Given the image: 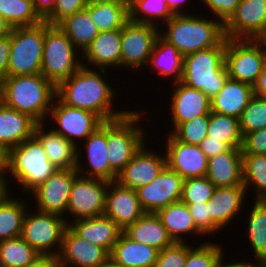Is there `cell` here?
I'll return each mask as SVG.
<instances>
[{
	"label": "cell",
	"mask_w": 266,
	"mask_h": 267,
	"mask_svg": "<svg viewBox=\"0 0 266 267\" xmlns=\"http://www.w3.org/2000/svg\"><path fill=\"white\" fill-rule=\"evenodd\" d=\"M129 4L130 21L135 23L159 26L156 22L160 19L164 25L174 15L168 8L166 0H130Z\"/></svg>",
	"instance_id": "obj_40"
},
{
	"label": "cell",
	"mask_w": 266,
	"mask_h": 267,
	"mask_svg": "<svg viewBox=\"0 0 266 267\" xmlns=\"http://www.w3.org/2000/svg\"><path fill=\"white\" fill-rule=\"evenodd\" d=\"M258 267H266V256L261 257L258 261Z\"/></svg>",
	"instance_id": "obj_62"
},
{
	"label": "cell",
	"mask_w": 266,
	"mask_h": 267,
	"mask_svg": "<svg viewBox=\"0 0 266 267\" xmlns=\"http://www.w3.org/2000/svg\"><path fill=\"white\" fill-rule=\"evenodd\" d=\"M215 189L216 186L206 176L184 179L180 201L186 204L207 203Z\"/></svg>",
	"instance_id": "obj_44"
},
{
	"label": "cell",
	"mask_w": 266,
	"mask_h": 267,
	"mask_svg": "<svg viewBox=\"0 0 266 267\" xmlns=\"http://www.w3.org/2000/svg\"><path fill=\"white\" fill-rule=\"evenodd\" d=\"M253 96L251 85L228 78L224 87L211 98V112L239 119Z\"/></svg>",
	"instance_id": "obj_29"
},
{
	"label": "cell",
	"mask_w": 266,
	"mask_h": 267,
	"mask_svg": "<svg viewBox=\"0 0 266 267\" xmlns=\"http://www.w3.org/2000/svg\"><path fill=\"white\" fill-rule=\"evenodd\" d=\"M224 255L225 254L221 255V257L217 261L215 267H258V263L257 262L251 264V262L247 263V261H240V262L237 263V262H234V260H233V261H231V263L228 264V262H227V264H226V262H224L225 261L224 260L225 257H223Z\"/></svg>",
	"instance_id": "obj_57"
},
{
	"label": "cell",
	"mask_w": 266,
	"mask_h": 267,
	"mask_svg": "<svg viewBox=\"0 0 266 267\" xmlns=\"http://www.w3.org/2000/svg\"><path fill=\"white\" fill-rule=\"evenodd\" d=\"M184 56L172 44L164 40L160 35L157 37L150 55L148 64L164 77H173L174 82L181 81L183 72ZM157 69V70H156Z\"/></svg>",
	"instance_id": "obj_33"
},
{
	"label": "cell",
	"mask_w": 266,
	"mask_h": 267,
	"mask_svg": "<svg viewBox=\"0 0 266 267\" xmlns=\"http://www.w3.org/2000/svg\"><path fill=\"white\" fill-rule=\"evenodd\" d=\"M82 67L63 80L56 87V96L66 105L91 111L98 115L104 122L119 119L125 116L129 111L118 109L112 105L113 96L116 91L111 85L105 82L106 70L88 67L82 62ZM87 66V67H86ZM102 75V76H101ZM104 76V77H103Z\"/></svg>",
	"instance_id": "obj_1"
},
{
	"label": "cell",
	"mask_w": 266,
	"mask_h": 267,
	"mask_svg": "<svg viewBox=\"0 0 266 267\" xmlns=\"http://www.w3.org/2000/svg\"><path fill=\"white\" fill-rule=\"evenodd\" d=\"M55 97L56 86L41 73L7 76L0 83V101L28 114L37 123H47Z\"/></svg>",
	"instance_id": "obj_2"
},
{
	"label": "cell",
	"mask_w": 266,
	"mask_h": 267,
	"mask_svg": "<svg viewBox=\"0 0 266 267\" xmlns=\"http://www.w3.org/2000/svg\"><path fill=\"white\" fill-rule=\"evenodd\" d=\"M0 254L5 267H26L40 255L21 236L0 241Z\"/></svg>",
	"instance_id": "obj_42"
},
{
	"label": "cell",
	"mask_w": 266,
	"mask_h": 267,
	"mask_svg": "<svg viewBox=\"0 0 266 267\" xmlns=\"http://www.w3.org/2000/svg\"><path fill=\"white\" fill-rule=\"evenodd\" d=\"M58 27L67 35L81 54L98 36L99 31L85 8L62 20Z\"/></svg>",
	"instance_id": "obj_36"
},
{
	"label": "cell",
	"mask_w": 266,
	"mask_h": 267,
	"mask_svg": "<svg viewBox=\"0 0 266 267\" xmlns=\"http://www.w3.org/2000/svg\"><path fill=\"white\" fill-rule=\"evenodd\" d=\"M147 144L135 153L130 162L118 174L117 182L126 188L136 190L154 180L166 166V155L148 149Z\"/></svg>",
	"instance_id": "obj_20"
},
{
	"label": "cell",
	"mask_w": 266,
	"mask_h": 267,
	"mask_svg": "<svg viewBox=\"0 0 266 267\" xmlns=\"http://www.w3.org/2000/svg\"><path fill=\"white\" fill-rule=\"evenodd\" d=\"M201 1V0H200ZM241 0H202L201 2L206 4L212 16H216L217 20H220L223 24L231 17L234 13L237 5Z\"/></svg>",
	"instance_id": "obj_51"
},
{
	"label": "cell",
	"mask_w": 266,
	"mask_h": 267,
	"mask_svg": "<svg viewBox=\"0 0 266 267\" xmlns=\"http://www.w3.org/2000/svg\"><path fill=\"white\" fill-rule=\"evenodd\" d=\"M242 153L266 155V127L243 136Z\"/></svg>",
	"instance_id": "obj_50"
},
{
	"label": "cell",
	"mask_w": 266,
	"mask_h": 267,
	"mask_svg": "<svg viewBox=\"0 0 266 267\" xmlns=\"http://www.w3.org/2000/svg\"><path fill=\"white\" fill-rule=\"evenodd\" d=\"M253 94L261 99L266 100V68L257 77L252 85Z\"/></svg>",
	"instance_id": "obj_56"
},
{
	"label": "cell",
	"mask_w": 266,
	"mask_h": 267,
	"mask_svg": "<svg viewBox=\"0 0 266 267\" xmlns=\"http://www.w3.org/2000/svg\"><path fill=\"white\" fill-rule=\"evenodd\" d=\"M0 16L12 28L32 26L44 21L35 11L33 0H0Z\"/></svg>",
	"instance_id": "obj_41"
},
{
	"label": "cell",
	"mask_w": 266,
	"mask_h": 267,
	"mask_svg": "<svg viewBox=\"0 0 266 267\" xmlns=\"http://www.w3.org/2000/svg\"><path fill=\"white\" fill-rule=\"evenodd\" d=\"M207 130V136L211 139L221 140L230 148L242 147L243 135L238 118L210 112Z\"/></svg>",
	"instance_id": "obj_39"
},
{
	"label": "cell",
	"mask_w": 266,
	"mask_h": 267,
	"mask_svg": "<svg viewBox=\"0 0 266 267\" xmlns=\"http://www.w3.org/2000/svg\"><path fill=\"white\" fill-rule=\"evenodd\" d=\"M88 0H57L52 12L44 19L50 25H58L65 18L83 10Z\"/></svg>",
	"instance_id": "obj_48"
},
{
	"label": "cell",
	"mask_w": 266,
	"mask_h": 267,
	"mask_svg": "<svg viewBox=\"0 0 266 267\" xmlns=\"http://www.w3.org/2000/svg\"><path fill=\"white\" fill-rule=\"evenodd\" d=\"M109 181L78 176L72 185L67 206L68 214L73 218L71 222L102 216L105 207V197Z\"/></svg>",
	"instance_id": "obj_11"
},
{
	"label": "cell",
	"mask_w": 266,
	"mask_h": 267,
	"mask_svg": "<svg viewBox=\"0 0 266 267\" xmlns=\"http://www.w3.org/2000/svg\"><path fill=\"white\" fill-rule=\"evenodd\" d=\"M224 63L230 79L252 86L265 69L264 44L260 39L226 38Z\"/></svg>",
	"instance_id": "obj_10"
},
{
	"label": "cell",
	"mask_w": 266,
	"mask_h": 267,
	"mask_svg": "<svg viewBox=\"0 0 266 267\" xmlns=\"http://www.w3.org/2000/svg\"><path fill=\"white\" fill-rule=\"evenodd\" d=\"M68 226L84 240L105 248L109 253L123 232L113 219L104 215L79 219L71 222Z\"/></svg>",
	"instance_id": "obj_28"
},
{
	"label": "cell",
	"mask_w": 266,
	"mask_h": 267,
	"mask_svg": "<svg viewBox=\"0 0 266 267\" xmlns=\"http://www.w3.org/2000/svg\"><path fill=\"white\" fill-rule=\"evenodd\" d=\"M45 21L32 26L15 27L10 34L8 76L41 73Z\"/></svg>",
	"instance_id": "obj_8"
},
{
	"label": "cell",
	"mask_w": 266,
	"mask_h": 267,
	"mask_svg": "<svg viewBox=\"0 0 266 267\" xmlns=\"http://www.w3.org/2000/svg\"><path fill=\"white\" fill-rule=\"evenodd\" d=\"M183 180L166 165L154 180L135 190L143 211L157 213L160 209L180 201Z\"/></svg>",
	"instance_id": "obj_15"
},
{
	"label": "cell",
	"mask_w": 266,
	"mask_h": 267,
	"mask_svg": "<svg viewBox=\"0 0 266 267\" xmlns=\"http://www.w3.org/2000/svg\"><path fill=\"white\" fill-rule=\"evenodd\" d=\"M208 242H203L199 247H192L188 251L184 267H215L224 252L221 244Z\"/></svg>",
	"instance_id": "obj_46"
},
{
	"label": "cell",
	"mask_w": 266,
	"mask_h": 267,
	"mask_svg": "<svg viewBox=\"0 0 266 267\" xmlns=\"http://www.w3.org/2000/svg\"><path fill=\"white\" fill-rule=\"evenodd\" d=\"M0 267H5L4 263H3V260H2V257H1V254H0Z\"/></svg>",
	"instance_id": "obj_66"
},
{
	"label": "cell",
	"mask_w": 266,
	"mask_h": 267,
	"mask_svg": "<svg viewBox=\"0 0 266 267\" xmlns=\"http://www.w3.org/2000/svg\"><path fill=\"white\" fill-rule=\"evenodd\" d=\"M0 187H4L3 179H0Z\"/></svg>",
	"instance_id": "obj_68"
},
{
	"label": "cell",
	"mask_w": 266,
	"mask_h": 267,
	"mask_svg": "<svg viewBox=\"0 0 266 267\" xmlns=\"http://www.w3.org/2000/svg\"><path fill=\"white\" fill-rule=\"evenodd\" d=\"M37 122L0 101V149L5 153L34 135Z\"/></svg>",
	"instance_id": "obj_23"
},
{
	"label": "cell",
	"mask_w": 266,
	"mask_h": 267,
	"mask_svg": "<svg viewBox=\"0 0 266 267\" xmlns=\"http://www.w3.org/2000/svg\"><path fill=\"white\" fill-rule=\"evenodd\" d=\"M29 210L32 209H28L24 216L21 237L38 254L58 256L68 226L65 218L54 213Z\"/></svg>",
	"instance_id": "obj_9"
},
{
	"label": "cell",
	"mask_w": 266,
	"mask_h": 267,
	"mask_svg": "<svg viewBox=\"0 0 266 267\" xmlns=\"http://www.w3.org/2000/svg\"><path fill=\"white\" fill-rule=\"evenodd\" d=\"M57 168L48 160L41 142L33 135L5 153L3 184L8 191V173L23 191L31 192L42 184ZM8 172V173H7ZM6 176V177H5ZM7 179V180H6Z\"/></svg>",
	"instance_id": "obj_4"
},
{
	"label": "cell",
	"mask_w": 266,
	"mask_h": 267,
	"mask_svg": "<svg viewBox=\"0 0 266 267\" xmlns=\"http://www.w3.org/2000/svg\"><path fill=\"white\" fill-rule=\"evenodd\" d=\"M263 44H266V33L260 39Z\"/></svg>",
	"instance_id": "obj_64"
},
{
	"label": "cell",
	"mask_w": 266,
	"mask_h": 267,
	"mask_svg": "<svg viewBox=\"0 0 266 267\" xmlns=\"http://www.w3.org/2000/svg\"><path fill=\"white\" fill-rule=\"evenodd\" d=\"M144 213L135 190L123 187L117 181L109 183L105 197L104 216L113 219L124 231Z\"/></svg>",
	"instance_id": "obj_22"
},
{
	"label": "cell",
	"mask_w": 266,
	"mask_h": 267,
	"mask_svg": "<svg viewBox=\"0 0 266 267\" xmlns=\"http://www.w3.org/2000/svg\"><path fill=\"white\" fill-rule=\"evenodd\" d=\"M185 1L187 3V0H166V4L173 14H182Z\"/></svg>",
	"instance_id": "obj_58"
},
{
	"label": "cell",
	"mask_w": 266,
	"mask_h": 267,
	"mask_svg": "<svg viewBox=\"0 0 266 267\" xmlns=\"http://www.w3.org/2000/svg\"><path fill=\"white\" fill-rule=\"evenodd\" d=\"M246 234L256 261L266 256V201H255L249 212Z\"/></svg>",
	"instance_id": "obj_38"
},
{
	"label": "cell",
	"mask_w": 266,
	"mask_h": 267,
	"mask_svg": "<svg viewBox=\"0 0 266 267\" xmlns=\"http://www.w3.org/2000/svg\"><path fill=\"white\" fill-rule=\"evenodd\" d=\"M205 176L216 188L243 185L241 148H229L210 157Z\"/></svg>",
	"instance_id": "obj_24"
},
{
	"label": "cell",
	"mask_w": 266,
	"mask_h": 267,
	"mask_svg": "<svg viewBox=\"0 0 266 267\" xmlns=\"http://www.w3.org/2000/svg\"><path fill=\"white\" fill-rule=\"evenodd\" d=\"M94 68L107 70L121 68V29L99 32L82 54V60ZM92 63V64H91Z\"/></svg>",
	"instance_id": "obj_26"
},
{
	"label": "cell",
	"mask_w": 266,
	"mask_h": 267,
	"mask_svg": "<svg viewBox=\"0 0 266 267\" xmlns=\"http://www.w3.org/2000/svg\"><path fill=\"white\" fill-rule=\"evenodd\" d=\"M10 194L9 190L0 195V241L21 236L24 216L28 210L27 203Z\"/></svg>",
	"instance_id": "obj_35"
},
{
	"label": "cell",
	"mask_w": 266,
	"mask_h": 267,
	"mask_svg": "<svg viewBox=\"0 0 266 267\" xmlns=\"http://www.w3.org/2000/svg\"><path fill=\"white\" fill-rule=\"evenodd\" d=\"M138 112L139 110H129L125 116L107 121L108 160L110 167L117 174L124 169L147 141L145 135L147 132L142 125H139L143 111Z\"/></svg>",
	"instance_id": "obj_7"
},
{
	"label": "cell",
	"mask_w": 266,
	"mask_h": 267,
	"mask_svg": "<svg viewBox=\"0 0 266 267\" xmlns=\"http://www.w3.org/2000/svg\"><path fill=\"white\" fill-rule=\"evenodd\" d=\"M5 174V152L0 149V179L4 178Z\"/></svg>",
	"instance_id": "obj_60"
},
{
	"label": "cell",
	"mask_w": 266,
	"mask_h": 267,
	"mask_svg": "<svg viewBox=\"0 0 266 267\" xmlns=\"http://www.w3.org/2000/svg\"><path fill=\"white\" fill-rule=\"evenodd\" d=\"M209 114L181 123L172 134L180 141L199 145L207 136Z\"/></svg>",
	"instance_id": "obj_45"
},
{
	"label": "cell",
	"mask_w": 266,
	"mask_h": 267,
	"mask_svg": "<svg viewBox=\"0 0 266 267\" xmlns=\"http://www.w3.org/2000/svg\"><path fill=\"white\" fill-rule=\"evenodd\" d=\"M264 58H265V68H266V44H264Z\"/></svg>",
	"instance_id": "obj_65"
},
{
	"label": "cell",
	"mask_w": 266,
	"mask_h": 267,
	"mask_svg": "<svg viewBox=\"0 0 266 267\" xmlns=\"http://www.w3.org/2000/svg\"><path fill=\"white\" fill-rule=\"evenodd\" d=\"M241 134L266 127V100L253 96L239 117Z\"/></svg>",
	"instance_id": "obj_43"
},
{
	"label": "cell",
	"mask_w": 266,
	"mask_h": 267,
	"mask_svg": "<svg viewBox=\"0 0 266 267\" xmlns=\"http://www.w3.org/2000/svg\"><path fill=\"white\" fill-rule=\"evenodd\" d=\"M10 35L0 38V83L8 76Z\"/></svg>",
	"instance_id": "obj_53"
},
{
	"label": "cell",
	"mask_w": 266,
	"mask_h": 267,
	"mask_svg": "<svg viewBox=\"0 0 266 267\" xmlns=\"http://www.w3.org/2000/svg\"><path fill=\"white\" fill-rule=\"evenodd\" d=\"M243 185L255 189V201H266V155L242 153Z\"/></svg>",
	"instance_id": "obj_37"
},
{
	"label": "cell",
	"mask_w": 266,
	"mask_h": 267,
	"mask_svg": "<svg viewBox=\"0 0 266 267\" xmlns=\"http://www.w3.org/2000/svg\"><path fill=\"white\" fill-rule=\"evenodd\" d=\"M80 54L58 25H50L45 21L41 74L46 79L56 87L68 79L83 66Z\"/></svg>",
	"instance_id": "obj_6"
},
{
	"label": "cell",
	"mask_w": 266,
	"mask_h": 267,
	"mask_svg": "<svg viewBox=\"0 0 266 267\" xmlns=\"http://www.w3.org/2000/svg\"><path fill=\"white\" fill-rule=\"evenodd\" d=\"M226 39L214 47L184 55L181 82L214 97L229 78L224 63Z\"/></svg>",
	"instance_id": "obj_5"
},
{
	"label": "cell",
	"mask_w": 266,
	"mask_h": 267,
	"mask_svg": "<svg viewBox=\"0 0 266 267\" xmlns=\"http://www.w3.org/2000/svg\"><path fill=\"white\" fill-rule=\"evenodd\" d=\"M26 267H60L57 256L53 255H38Z\"/></svg>",
	"instance_id": "obj_54"
},
{
	"label": "cell",
	"mask_w": 266,
	"mask_h": 267,
	"mask_svg": "<svg viewBox=\"0 0 266 267\" xmlns=\"http://www.w3.org/2000/svg\"><path fill=\"white\" fill-rule=\"evenodd\" d=\"M97 267H118V266L115 265V264L109 259L106 263H104V264H102V265H99V266H97Z\"/></svg>",
	"instance_id": "obj_63"
},
{
	"label": "cell",
	"mask_w": 266,
	"mask_h": 267,
	"mask_svg": "<svg viewBox=\"0 0 266 267\" xmlns=\"http://www.w3.org/2000/svg\"><path fill=\"white\" fill-rule=\"evenodd\" d=\"M199 147L208 159L219 153L227 151L230 148L225 142L211 139L209 136H206V138L199 144Z\"/></svg>",
	"instance_id": "obj_52"
},
{
	"label": "cell",
	"mask_w": 266,
	"mask_h": 267,
	"mask_svg": "<svg viewBox=\"0 0 266 267\" xmlns=\"http://www.w3.org/2000/svg\"><path fill=\"white\" fill-rule=\"evenodd\" d=\"M5 191L4 187H0V195Z\"/></svg>",
	"instance_id": "obj_67"
},
{
	"label": "cell",
	"mask_w": 266,
	"mask_h": 267,
	"mask_svg": "<svg viewBox=\"0 0 266 267\" xmlns=\"http://www.w3.org/2000/svg\"><path fill=\"white\" fill-rule=\"evenodd\" d=\"M156 214L174 242H185L184 240L188 238L187 236L182 238L185 235L193 234L198 237L204 235L196 227L187 204L182 201L172 203Z\"/></svg>",
	"instance_id": "obj_32"
},
{
	"label": "cell",
	"mask_w": 266,
	"mask_h": 267,
	"mask_svg": "<svg viewBox=\"0 0 266 267\" xmlns=\"http://www.w3.org/2000/svg\"><path fill=\"white\" fill-rule=\"evenodd\" d=\"M160 36L174 45L184 56L221 44L225 39L224 24L220 20L205 19L202 15L174 14Z\"/></svg>",
	"instance_id": "obj_3"
},
{
	"label": "cell",
	"mask_w": 266,
	"mask_h": 267,
	"mask_svg": "<svg viewBox=\"0 0 266 267\" xmlns=\"http://www.w3.org/2000/svg\"><path fill=\"white\" fill-rule=\"evenodd\" d=\"M84 141L86 151L85 156L87 157L86 161H88V166L81 164V149L77 150L76 169L79 175L87 178L102 179L109 182L116 181L118 174L110 167L108 160L107 122H104L99 126Z\"/></svg>",
	"instance_id": "obj_17"
},
{
	"label": "cell",
	"mask_w": 266,
	"mask_h": 267,
	"mask_svg": "<svg viewBox=\"0 0 266 267\" xmlns=\"http://www.w3.org/2000/svg\"><path fill=\"white\" fill-rule=\"evenodd\" d=\"M57 258L60 267H97L110 259V253L84 240L67 226Z\"/></svg>",
	"instance_id": "obj_19"
},
{
	"label": "cell",
	"mask_w": 266,
	"mask_h": 267,
	"mask_svg": "<svg viewBox=\"0 0 266 267\" xmlns=\"http://www.w3.org/2000/svg\"><path fill=\"white\" fill-rule=\"evenodd\" d=\"M35 11L44 20L53 10L57 0H33Z\"/></svg>",
	"instance_id": "obj_55"
},
{
	"label": "cell",
	"mask_w": 266,
	"mask_h": 267,
	"mask_svg": "<svg viewBox=\"0 0 266 267\" xmlns=\"http://www.w3.org/2000/svg\"><path fill=\"white\" fill-rule=\"evenodd\" d=\"M166 165L183 179L204 177L207 172L208 158L199 145L178 140L172 133L166 134Z\"/></svg>",
	"instance_id": "obj_18"
},
{
	"label": "cell",
	"mask_w": 266,
	"mask_h": 267,
	"mask_svg": "<svg viewBox=\"0 0 266 267\" xmlns=\"http://www.w3.org/2000/svg\"><path fill=\"white\" fill-rule=\"evenodd\" d=\"M196 227L205 235L219 233L220 228L211 220L207 203L187 204ZM216 232V233H215Z\"/></svg>",
	"instance_id": "obj_49"
},
{
	"label": "cell",
	"mask_w": 266,
	"mask_h": 267,
	"mask_svg": "<svg viewBox=\"0 0 266 267\" xmlns=\"http://www.w3.org/2000/svg\"><path fill=\"white\" fill-rule=\"evenodd\" d=\"M48 117L54 121L53 123L56 122V129L54 127L51 129L75 145H77L78 139L79 141L85 140L104 123L95 113L68 106L57 96L53 101Z\"/></svg>",
	"instance_id": "obj_13"
},
{
	"label": "cell",
	"mask_w": 266,
	"mask_h": 267,
	"mask_svg": "<svg viewBox=\"0 0 266 267\" xmlns=\"http://www.w3.org/2000/svg\"><path fill=\"white\" fill-rule=\"evenodd\" d=\"M247 193L244 185L218 187L207 202L211 220L220 228L228 226L235 216L239 215L245 203Z\"/></svg>",
	"instance_id": "obj_25"
},
{
	"label": "cell",
	"mask_w": 266,
	"mask_h": 267,
	"mask_svg": "<svg viewBox=\"0 0 266 267\" xmlns=\"http://www.w3.org/2000/svg\"><path fill=\"white\" fill-rule=\"evenodd\" d=\"M86 9L99 32L122 29L130 21L129 3H88Z\"/></svg>",
	"instance_id": "obj_34"
},
{
	"label": "cell",
	"mask_w": 266,
	"mask_h": 267,
	"mask_svg": "<svg viewBox=\"0 0 266 267\" xmlns=\"http://www.w3.org/2000/svg\"><path fill=\"white\" fill-rule=\"evenodd\" d=\"M45 123H37L34 136L41 142L48 160L57 169H73L77 165L78 145L56 133L51 128L46 130Z\"/></svg>",
	"instance_id": "obj_27"
},
{
	"label": "cell",
	"mask_w": 266,
	"mask_h": 267,
	"mask_svg": "<svg viewBox=\"0 0 266 267\" xmlns=\"http://www.w3.org/2000/svg\"><path fill=\"white\" fill-rule=\"evenodd\" d=\"M79 176L76 168L57 169L42 184L32 190L37 211L54 213L66 220L69 196L74 180Z\"/></svg>",
	"instance_id": "obj_14"
},
{
	"label": "cell",
	"mask_w": 266,
	"mask_h": 267,
	"mask_svg": "<svg viewBox=\"0 0 266 267\" xmlns=\"http://www.w3.org/2000/svg\"><path fill=\"white\" fill-rule=\"evenodd\" d=\"M174 91L171 93V121L172 133L181 123L190 121L198 116L211 112V99L196 88L189 87L181 81L173 83Z\"/></svg>",
	"instance_id": "obj_21"
},
{
	"label": "cell",
	"mask_w": 266,
	"mask_h": 267,
	"mask_svg": "<svg viewBox=\"0 0 266 267\" xmlns=\"http://www.w3.org/2000/svg\"><path fill=\"white\" fill-rule=\"evenodd\" d=\"M12 29V26L0 16V38L10 35Z\"/></svg>",
	"instance_id": "obj_59"
},
{
	"label": "cell",
	"mask_w": 266,
	"mask_h": 267,
	"mask_svg": "<svg viewBox=\"0 0 266 267\" xmlns=\"http://www.w3.org/2000/svg\"><path fill=\"white\" fill-rule=\"evenodd\" d=\"M123 232L133 241L153 247L158 251L174 243L156 213H144Z\"/></svg>",
	"instance_id": "obj_31"
},
{
	"label": "cell",
	"mask_w": 266,
	"mask_h": 267,
	"mask_svg": "<svg viewBox=\"0 0 266 267\" xmlns=\"http://www.w3.org/2000/svg\"><path fill=\"white\" fill-rule=\"evenodd\" d=\"M189 243L174 242L172 245L158 252L157 260L153 267H184L187 253L192 248Z\"/></svg>",
	"instance_id": "obj_47"
},
{
	"label": "cell",
	"mask_w": 266,
	"mask_h": 267,
	"mask_svg": "<svg viewBox=\"0 0 266 267\" xmlns=\"http://www.w3.org/2000/svg\"><path fill=\"white\" fill-rule=\"evenodd\" d=\"M158 252L153 247L133 241L122 232L110 253V260L118 267H153Z\"/></svg>",
	"instance_id": "obj_30"
},
{
	"label": "cell",
	"mask_w": 266,
	"mask_h": 267,
	"mask_svg": "<svg viewBox=\"0 0 266 267\" xmlns=\"http://www.w3.org/2000/svg\"><path fill=\"white\" fill-rule=\"evenodd\" d=\"M89 3H98V2H122L130 3V0H88Z\"/></svg>",
	"instance_id": "obj_61"
},
{
	"label": "cell",
	"mask_w": 266,
	"mask_h": 267,
	"mask_svg": "<svg viewBox=\"0 0 266 267\" xmlns=\"http://www.w3.org/2000/svg\"><path fill=\"white\" fill-rule=\"evenodd\" d=\"M159 34L158 26L129 21L121 29V67L134 68L136 71L148 67Z\"/></svg>",
	"instance_id": "obj_12"
},
{
	"label": "cell",
	"mask_w": 266,
	"mask_h": 267,
	"mask_svg": "<svg viewBox=\"0 0 266 267\" xmlns=\"http://www.w3.org/2000/svg\"><path fill=\"white\" fill-rule=\"evenodd\" d=\"M266 33V0H241L224 23V34L231 39H261Z\"/></svg>",
	"instance_id": "obj_16"
}]
</instances>
